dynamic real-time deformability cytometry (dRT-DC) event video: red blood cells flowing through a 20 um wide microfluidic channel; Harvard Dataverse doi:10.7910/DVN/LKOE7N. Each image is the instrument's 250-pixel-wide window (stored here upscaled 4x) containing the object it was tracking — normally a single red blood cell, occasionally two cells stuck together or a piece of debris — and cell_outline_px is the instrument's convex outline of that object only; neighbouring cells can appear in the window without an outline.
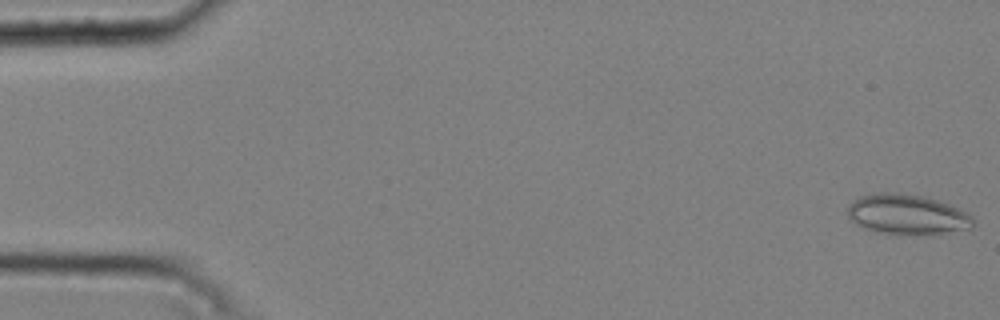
{"species": "common noctule bat (a hibernating species)", "species_latin": "Nyctalus noctula", "temperature_condition": "cold", "stored_images_in_passage": 48, "camera_frame_rate_fps": 3000, "um_per_image_px": 0.085, "animal": {"sex": "male", "body_mass_g": 20.4}, "frame": {"image": 1, "passage_image": 1, "time_ms": 0.0, "image_size_px": [1000, 320], "cell_outline_px": [[976, 220], [972, 228], [932, 236], [900, 236], [880, 232], [864, 228], [856, 224], [848, 216], [848, 208], [860, 196], [876, 192], [896, 192], [920, 196], [936, 200], [948, 204], [972, 216]], "centroid_in_image_um": [77.15, 18.28], "position_along_channel_um": 7.9, "area_um2": 29.82}}
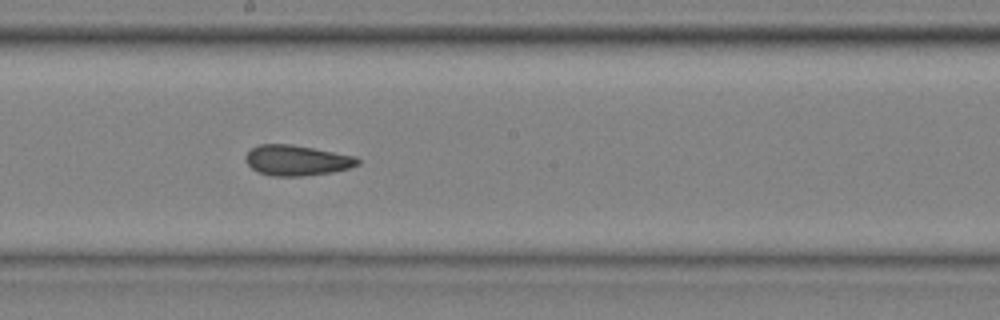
{"frame": {"image": 2, "passage_image": 29, "time_ms": 9.333, "image_size_px": [1000, 320], "cell_outline_px": [[360, 164], [348, 168], [332, 172], [304, 176], [272, 176], [256, 172], [244, 160], [244, 156], [252, 148], [260, 144], [292, 144], [356, 156], [360, 160]], "centroid_in_image_um": [25.21, 13.63], "position_along_channel_um": 223.0, "area_um2": 20.0}}
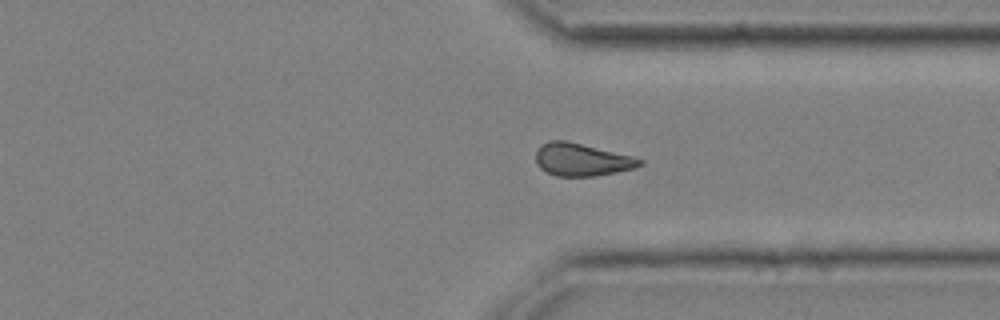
{"frame": {"image": 3, "passage_image": 40, "time_ms": 13.0, "image_size_px": [1000, 320], "cell_outline_px": [[644, 164], [636, 168], [616, 172], [592, 176], [556, 176], [540, 168], [536, 164], [536, 152], [540, 144], [548, 140], [564, 140], [632, 156], [644, 160]], "centroid_in_image_um": [49.44, 13.57], "position_along_channel_um": 362.0, "area_um2": 19.71}, "authors_computed_cell_mechanics": {"area_um2": 20.3456, "velocity_mm_per_s": 3.7694, "shape_relaxation_time_tau1_ms": null, "shape_relaxation_time_tau2_ms": 1.5043, "deformation_change_tau1": null, "deformation_change_tau2": 0.0875}}